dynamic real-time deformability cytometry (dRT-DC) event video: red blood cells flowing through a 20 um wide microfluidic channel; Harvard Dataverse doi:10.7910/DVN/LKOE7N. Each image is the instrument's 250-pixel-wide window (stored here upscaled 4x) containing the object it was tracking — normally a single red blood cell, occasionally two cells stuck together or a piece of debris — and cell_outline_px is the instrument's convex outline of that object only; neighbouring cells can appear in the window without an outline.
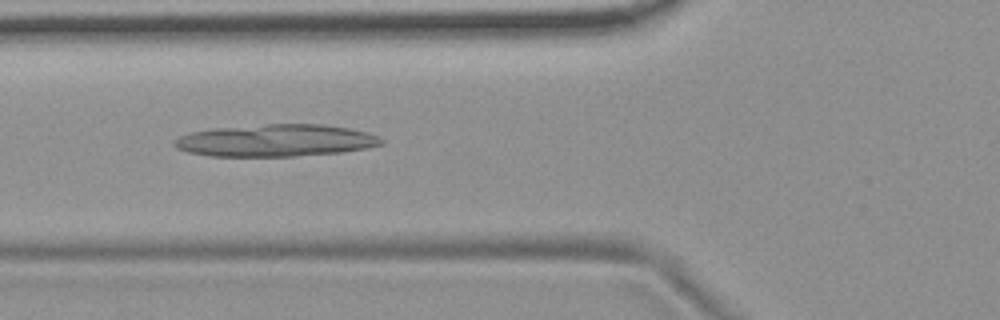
{"species": "common noctule bat (a hibernating species)", "species_latin": "Nyctalus noctula", "temperature_condition": "room temperature", "stored_images_in_passage": 36, "camera_frame_rate_fps": 3000, "um_per_image_px": 0.085, "animal": {"sex": "female", "body_mass_g": 19.9}, "frame": {"image": 1, "passage_image": 10, "time_ms": 3.0, "image_size_px": [1000, 320], "cell_outline_px": [[384, 144], [364, 148], [340, 152], [296, 156], [208, 156], [188, 152], [176, 148], [172, 144], [172, 140], [188, 132], [212, 128], [268, 124], [324, 124], [348, 128], [368, 132], [380, 136], [384, 140]], "centroid_in_image_um": [23.41, 11.93], "position_along_channel_um": 102.4, "area_um2": 39.07}}
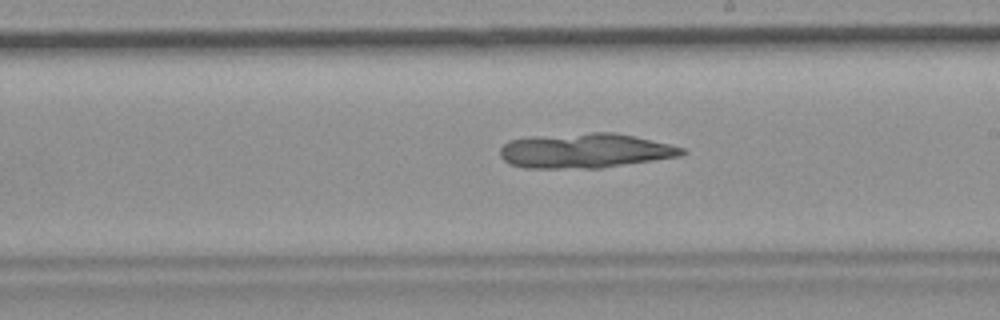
{"frame": {"image": 2, "passage_image": 21, "time_ms": 6.667, "image_size_px": [1000, 320], "cell_outline_px": [[688, 152], [680, 156], [600, 168], [524, 168], [508, 164], [500, 156], [500, 148], [508, 140], [528, 136], [592, 132], [616, 132], [636, 136], [684, 148]], "centroid_in_image_um": [49.69, 12.8], "position_along_channel_um": 239.3, "area_um2": 37.17}}
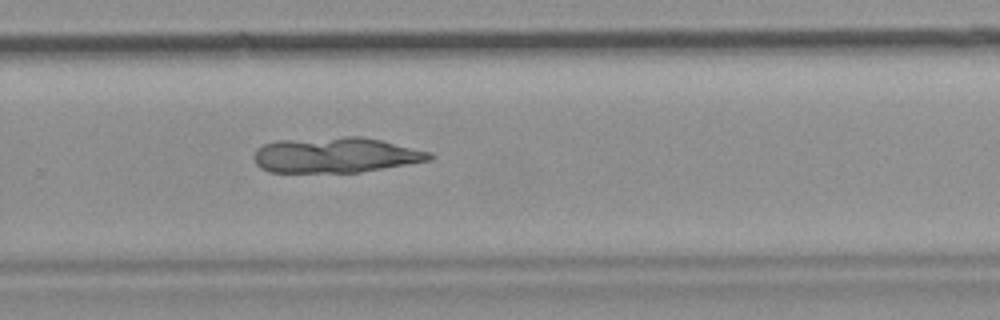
{"frame": {"image": 3, "passage_image": 26, "time_ms": 8.333, "image_size_px": [1000, 320], "cell_outline_px": [[436, 156], [432, 160], [360, 172], [268, 172], [260, 168], [256, 164], [252, 156], [264, 144], [280, 140], [344, 136], [360, 136], [380, 140], [432, 152]], "centroid_in_image_um": [28.55, 13.18], "position_along_channel_um": 301.2, "area_um2": 36.3}}